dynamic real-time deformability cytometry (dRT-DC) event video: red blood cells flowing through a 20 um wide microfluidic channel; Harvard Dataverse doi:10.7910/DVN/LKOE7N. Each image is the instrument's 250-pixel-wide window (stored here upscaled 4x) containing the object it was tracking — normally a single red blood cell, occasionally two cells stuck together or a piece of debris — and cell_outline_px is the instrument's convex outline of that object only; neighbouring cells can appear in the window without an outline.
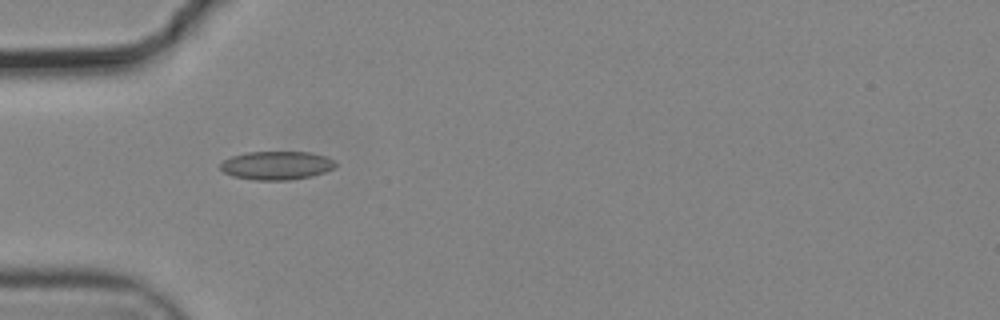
{"species": "common noctule bat (a hibernating species)", "species_latin": "Nyctalus noctula", "temperature_condition": "cold", "stored_images_in_passage": 27, "camera_frame_rate_fps": 3000, "um_per_image_px": 0.085, "animal": {"sex": "male", "body_mass_g": 19.2, "forearm_length_mm": 51.8}, "frame": {"image": 1, "passage_image": 1, "time_ms": 0.0, "image_size_px": [1000, 320], "cell_outline_px": [[336, 164], [332, 168], [324, 172], [312, 176], [288, 180], [256, 180], [232, 176], [224, 172], [220, 168], [220, 164], [224, 160], [232, 156], [248, 152], [312, 152], [336, 160]], "centroid_in_image_um": [23.51, 14.06], "position_along_channel_um": 61.5, "area_um2": 19.07}}
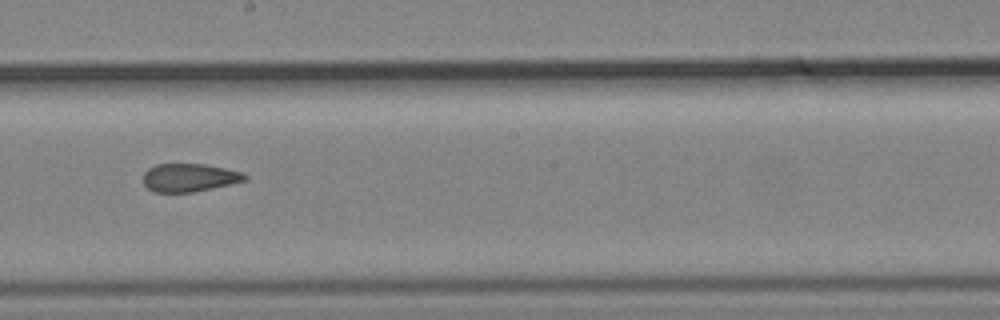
{"frame": {"image": 2, "passage_image": 15, "time_ms": 4.667, "image_size_px": [1000, 320], "cell_outline_px": [[248, 180], [192, 192], [152, 192], [144, 184], [144, 172], [148, 168], [156, 164], [204, 164], [244, 172], [248, 176]], "centroid_in_image_um": [16.1, 15.09], "position_along_channel_um": 232.1, "area_um2": 16.65}}
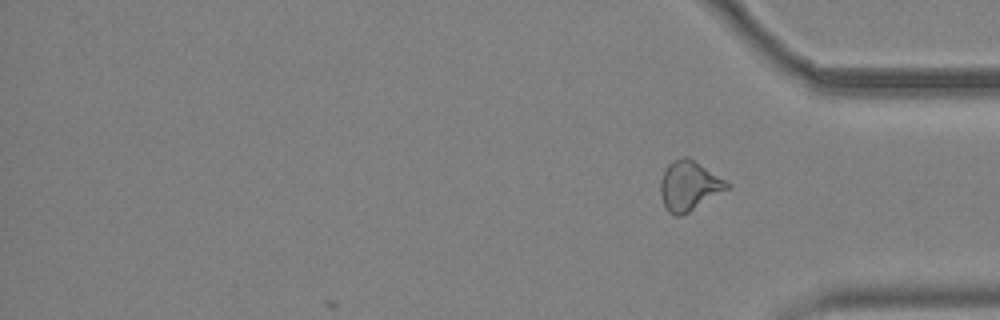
{"frame": {"image": 3, "passage_image": 27, "time_ms": 8.667, "image_size_px": [1000, 320], "cell_outline_px": [[728, 188], [688, 212], [680, 216], [676, 216], [668, 212], [664, 208], [660, 192], [660, 180], [668, 164], [672, 160], [684, 156], [688, 156], [728, 180]], "centroid_in_image_um": [58.55, 15.76], "position_along_channel_um": 376.7, "area_um2": 19.25}, "authors_computed_cell_mechanics": {"area_um2": 17.8024, "velocity_mm_per_s": 3.7134, "shape_relaxation_time_tau1_ms": null, "shape_relaxation_time_tau2_ms": 2.0059, "deformation_change_tau1": null, "deformation_change_tau2": 0.0762}}